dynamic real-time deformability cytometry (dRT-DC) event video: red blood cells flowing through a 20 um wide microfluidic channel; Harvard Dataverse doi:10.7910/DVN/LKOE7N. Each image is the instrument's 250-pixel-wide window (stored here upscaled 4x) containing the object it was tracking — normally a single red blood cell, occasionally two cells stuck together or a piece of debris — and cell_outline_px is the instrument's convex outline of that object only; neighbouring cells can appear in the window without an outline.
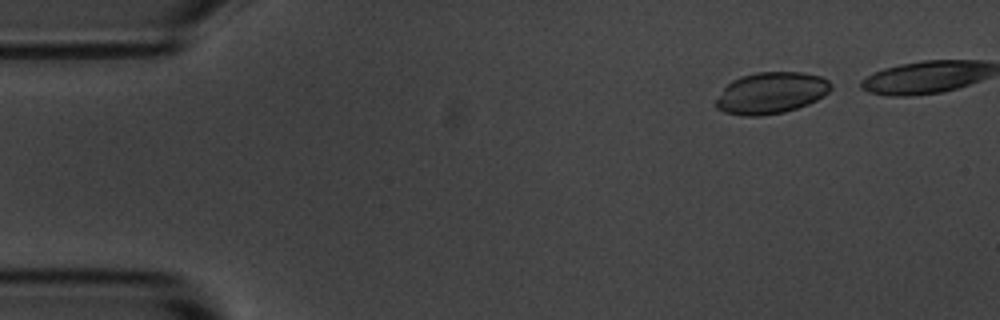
{"species": "common noctule bat (a hibernating species)", "species_latin": "Nyctalus noctula", "temperature_condition": "room temperature", "stored_images_in_passage": 5, "camera_frame_rate_fps": 3000, "um_per_image_px": 0.085, "animal": {"sex": "male", "body_mass_g": 20.1, "forearm_length_mm": 53.5}, "frame": {"image": 1, "passage_image": 1, "time_ms": 0.0, "image_size_px": [1000, 320], "cell_outline_px": [[832, 88], [824, 96], [808, 104], [784, 112], [760, 116], [744, 116], [724, 112], [716, 108], [716, 100], [724, 88], [732, 80], [740, 76], [756, 72], [800, 72], [820, 76], [828, 80], [832, 84]], "centroid_in_image_um": [65.54, 7.9], "position_along_channel_um": 19.5, "area_um2": 27.8}}